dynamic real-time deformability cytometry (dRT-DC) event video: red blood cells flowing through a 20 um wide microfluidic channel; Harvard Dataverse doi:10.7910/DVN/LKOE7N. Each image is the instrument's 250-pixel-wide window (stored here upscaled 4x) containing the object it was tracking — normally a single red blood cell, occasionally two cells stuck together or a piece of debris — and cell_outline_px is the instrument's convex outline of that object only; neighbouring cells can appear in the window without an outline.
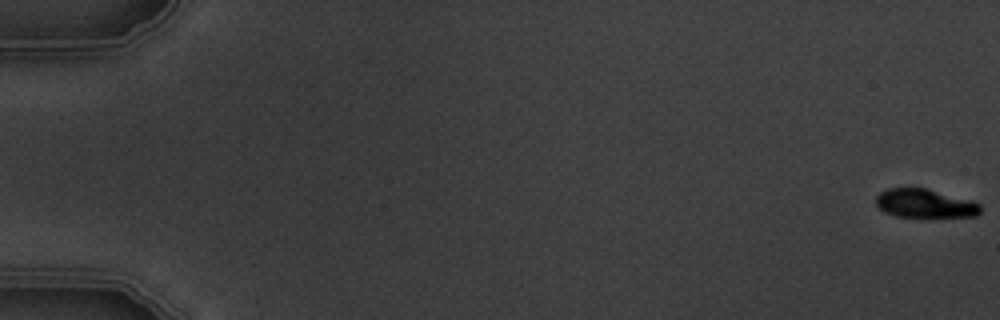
{"species": "common noctule bat (a hibernating species)", "species_latin": "Nyctalus noctula", "temperature_condition": "warm", "stored_images_in_passage": 6, "camera_frame_rate_fps": 3000, "um_per_image_px": 0.085, "animal": {"sex": "male", "body_mass_g": 19.5, "forearm_length_mm": 54.6}, "frame": {"image": 1, "passage_image": 1, "time_ms": 0.0, "image_size_px": [1000, 320], "cell_outline_px": [[980, 212], [976, 216], [896, 216], [884, 212], [876, 204], [876, 196], [880, 192], [888, 188], [924, 188], [980, 204]], "centroid_in_image_um": [78.54, 17.29], "position_along_channel_um": 6.5, "area_um2": 16.82}}
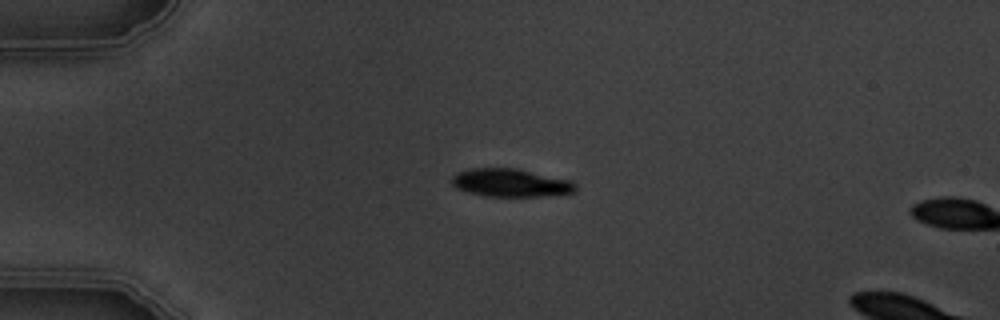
{"frame": {"image": 2, "passage_image": 5, "time_ms": 4.667, "image_size_px": [1000, 320], "cell_outline_px": [[576, 192], [540, 196], [488, 196], [468, 192], [456, 188], [452, 184], [452, 176], [456, 172], [468, 168], [516, 168], [572, 180], [576, 184]], "centroid_in_image_um": [43.4, 15.52], "position_along_channel_um": 41.6, "area_um2": 20.29}}